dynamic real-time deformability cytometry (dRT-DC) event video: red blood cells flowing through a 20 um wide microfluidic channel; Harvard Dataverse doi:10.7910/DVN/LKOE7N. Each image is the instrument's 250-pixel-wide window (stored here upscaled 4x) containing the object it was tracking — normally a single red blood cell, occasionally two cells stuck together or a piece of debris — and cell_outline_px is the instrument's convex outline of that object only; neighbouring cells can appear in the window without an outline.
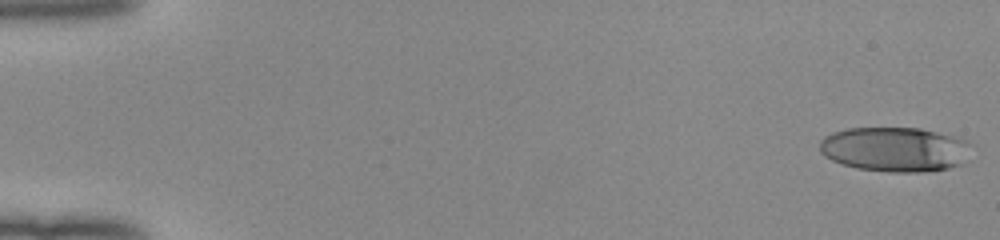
{"species": "human", "species_latin": "Homo sapiens", "temperature_condition": "room temperature", "stored_images_in_passage": 52, "camera_frame_rate_fps": 3000, "um_per_image_px": 0.085, "donor": {"sex": "female"}, "frame": {"image": 1, "passage_image": 1, "time_ms": 0.0, "image_size_px": [1000, 240], "cell_outline_px": [[976, 144], [960, 164], [948, 168], [920, 172], [888, 172], [856, 168], [832, 160], [824, 156], [820, 152], [820, 140], [824, 136], [832, 132], [848, 128], [920, 128], [960, 136]], "centroid_in_image_um": [76.12, 12.67], "position_along_channel_um": 8.9, "area_um2": 40.0}}
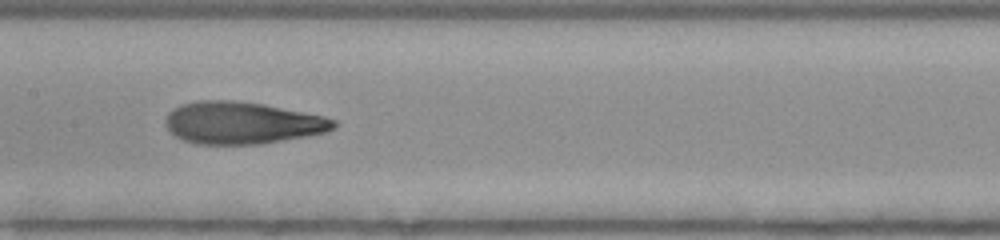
{"frame": {"image": 2, "passage_image": 27, "time_ms": 8.667, "image_size_px": [1000, 240], "cell_outline_px": [[336, 128], [324, 132], [304, 136], [260, 144], [196, 144], [184, 140], [176, 136], [164, 124], [164, 120], [168, 112], [180, 104], [196, 100], [236, 100], [264, 104], [324, 116], [336, 120]], "centroid_in_image_um": [20.54, 10.43], "position_along_channel_um": 186.9, "area_um2": 41.33}}
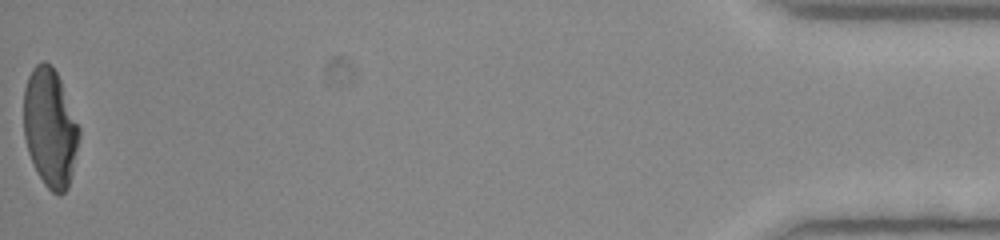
{"frame": {"image": 3, "passage_image": 52, "time_ms": 17.0, "image_size_px": [1000, 240], "cell_outline_px": [[80, 136], [72, 172], [68, 188], [60, 196], [52, 192], [44, 184], [36, 172], [28, 152], [24, 136], [24, 88], [28, 76], [32, 68], [36, 64], [44, 60], [56, 72], [60, 80], [80, 128]], "centroid_in_image_um": [4.25, 10.88], "position_along_channel_um": 431.0, "area_um2": 38.21}, "authors_computed_cell_mechanics": {"area_um2": 39.7664, "velocity_mm_per_s": 4.0139, "shape_relaxation_time_tau1_ms": 7.3803, "shape_relaxation_time_tau2_ms": 1.4795, "deformation_change_tau1": 0.3028, "deformation_change_tau2": 0.0941}}